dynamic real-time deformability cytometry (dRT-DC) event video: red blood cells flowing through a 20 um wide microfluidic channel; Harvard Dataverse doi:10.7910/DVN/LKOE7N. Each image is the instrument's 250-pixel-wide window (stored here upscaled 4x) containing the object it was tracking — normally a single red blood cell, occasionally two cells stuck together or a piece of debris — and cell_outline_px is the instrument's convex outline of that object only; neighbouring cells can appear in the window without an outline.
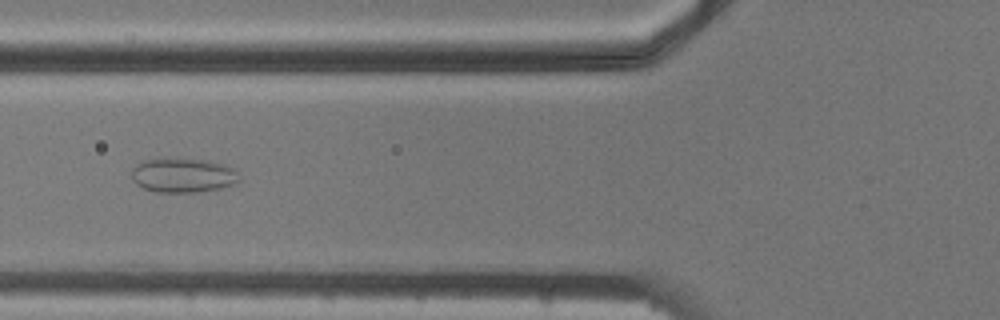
{"species": "common noctule bat (a hibernating species)", "species_latin": "Nyctalus noctula", "temperature_condition": "cold", "stored_images_in_passage": 7, "camera_frame_rate_fps": 3000, "um_per_image_px": 0.085, "animal": {"sex": "male", "body_mass_g": 20.5, "forearm_length_mm": 52.5}, "frame": {"image": 1, "passage_image": 4, "time_ms": 4.333, "image_size_px": [1000, 320], "cell_outline_px": [[240, 180], [232, 184], [220, 188], [196, 192], [156, 192], [144, 188], [136, 184], [132, 180], [132, 168], [144, 160], [176, 156], [180, 156], [208, 160], [228, 164], [236, 172]], "centroid_in_image_um": [15.54, 14.85], "position_along_channel_um": 110.3, "area_um2": 22.14}}